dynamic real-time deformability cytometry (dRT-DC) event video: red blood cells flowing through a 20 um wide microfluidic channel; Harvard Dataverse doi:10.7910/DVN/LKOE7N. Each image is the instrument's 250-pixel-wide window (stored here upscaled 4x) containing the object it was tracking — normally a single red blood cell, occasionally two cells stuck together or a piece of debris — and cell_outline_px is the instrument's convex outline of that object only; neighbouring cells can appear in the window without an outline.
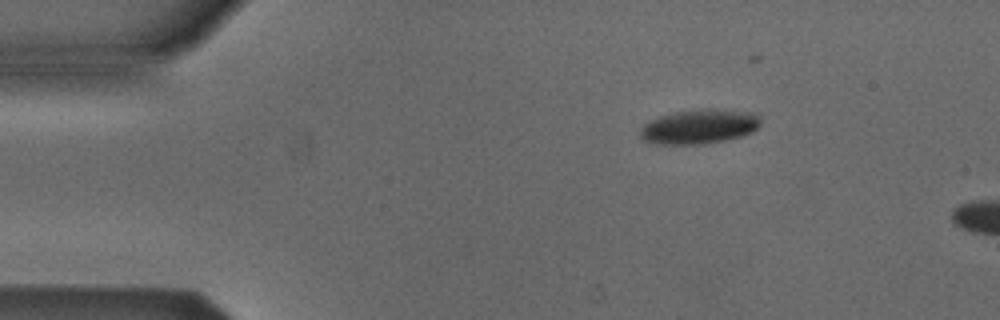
{"species": "Egyptian fruit bat (a non-hibernating species)", "species_latin": "Rousettus aegyptiacus", "temperature_condition": "cold", "stored_images_in_passage": 2, "camera_frame_rate_fps": 3000, "um_per_image_px": 0.085, "animal": {"sex": "male"}, "frame": {"image": 1, "passage_image": 1, "time_ms": 0.0, "image_size_px": [1000, 320], "cell_outline_px": [[760, 124], [752, 132], [740, 136], [724, 140], [704, 144], [656, 144], [644, 140], [640, 136], [640, 128], [644, 124], [660, 116], [676, 112], [752, 112], [760, 116]], "centroid_in_image_um": [59.39, 10.82], "position_along_channel_um": 25.6, "area_um2": 22.95}}